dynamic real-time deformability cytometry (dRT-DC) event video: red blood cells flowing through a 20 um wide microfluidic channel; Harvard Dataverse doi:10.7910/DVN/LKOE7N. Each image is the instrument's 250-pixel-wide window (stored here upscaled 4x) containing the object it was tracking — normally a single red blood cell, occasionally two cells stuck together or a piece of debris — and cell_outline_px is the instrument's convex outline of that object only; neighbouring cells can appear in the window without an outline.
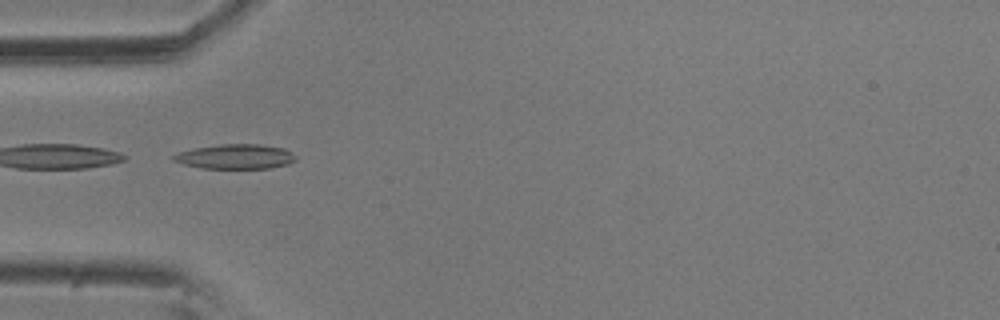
{"species": "common noctule bat (a hibernating species)", "species_latin": "Nyctalus noctula", "temperature_condition": "room temperature", "stored_images_in_passage": 5, "camera_frame_rate_fps": 3000, "um_per_image_px": 0.085, "animal": {"sex": "male", "body_mass_g": 20.5, "forearm_length_mm": 52.5}, "frame": {"image": 1, "passage_image": 2, "time_ms": 0.333, "image_size_px": [1000, 320], "cell_outline_px": [[296, 160], [288, 164], [268, 168], [200, 168], [184, 164], [172, 160], [172, 156], [180, 152], [196, 148], [220, 144], [260, 144], [284, 148], [296, 156]], "centroid_in_image_um": [20.03, 13.31], "position_along_channel_um": 65.0, "area_um2": 17.46}}
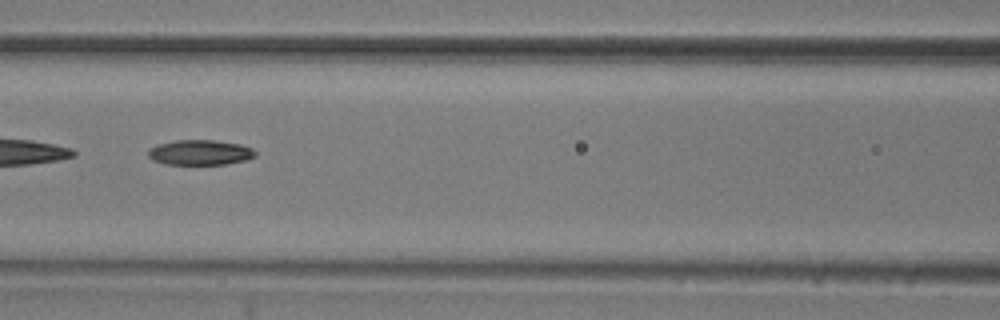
{"frame": {"image": 2, "passage_image": 4, "time_ms": 1.0, "image_size_px": [1000, 320], "cell_outline_px": [[256, 156], [248, 160], [224, 164], [164, 164], [152, 160], [148, 156], [148, 148], [156, 144], [176, 140], [216, 140], [240, 144], [252, 148], [256, 152]], "centroid_in_image_um": [16.99, 12.95], "position_along_channel_um": 149.6, "area_um2": 15.9}}